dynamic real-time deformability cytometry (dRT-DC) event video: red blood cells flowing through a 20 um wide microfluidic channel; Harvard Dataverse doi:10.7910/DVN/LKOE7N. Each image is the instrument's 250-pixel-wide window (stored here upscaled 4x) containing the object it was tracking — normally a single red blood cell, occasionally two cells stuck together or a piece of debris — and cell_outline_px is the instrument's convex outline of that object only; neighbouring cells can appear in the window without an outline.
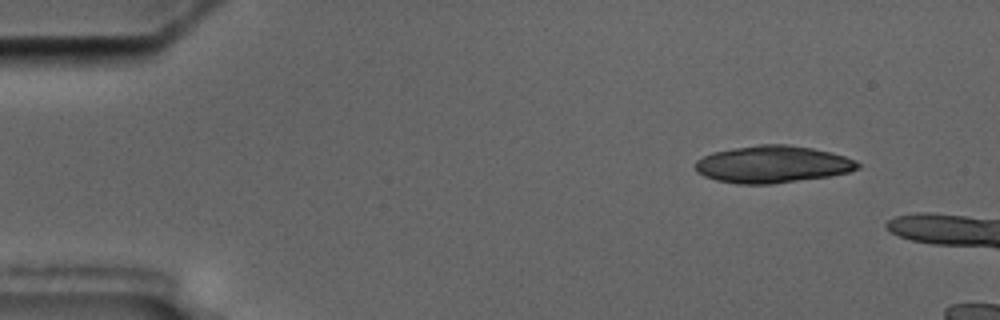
{"species": "common noctule bat (a hibernating species)", "species_latin": "Nyctalus noctula", "temperature_condition": "cold", "stored_images_in_passage": 4, "camera_frame_rate_fps": 3000, "um_per_image_px": 0.085, "animal": {"sex": "male", "body_mass_g": 17.5, "forearm_length_mm": 52.3}, "frame": {"image": 1, "passage_image": 1, "time_ms": 0.0, "image_size_px": [1000, 320], "cell_outline_px": [[860, 168], [848, 172], [828, 176], [768, 184], [736, 184], [716, 180], [704, 176], [696, 172], [692, 164], [696, 160], [712, 152], [760, 144], [788, 144], [812, 148], [844, 156], [856, 160], [860, 164]], "centroid_in_image_um": [65.62, 13.96], "position_along_channel_um": 19.4, "area_um2": 35.08}}